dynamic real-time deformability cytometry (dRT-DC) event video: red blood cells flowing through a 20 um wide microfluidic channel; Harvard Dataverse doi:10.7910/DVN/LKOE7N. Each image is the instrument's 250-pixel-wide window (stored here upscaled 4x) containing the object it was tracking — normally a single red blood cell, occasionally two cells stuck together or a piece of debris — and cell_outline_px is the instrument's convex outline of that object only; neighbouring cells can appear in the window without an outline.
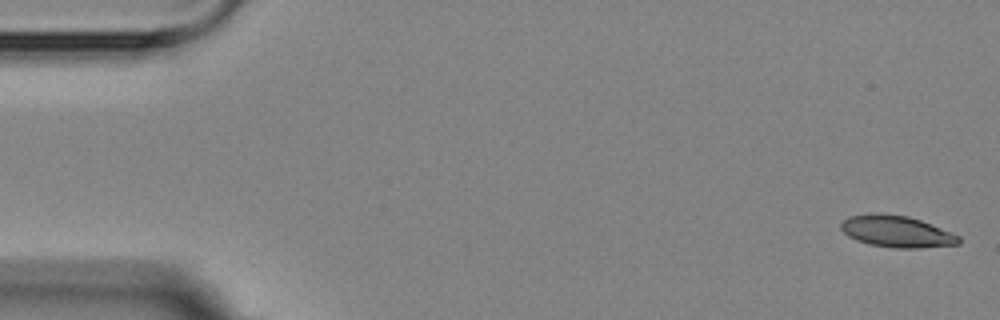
{"species": "Egyptian fruit bat (a non-hibernating species)", "species_latin": "Rousettus aegyptiacus", "temperature_condition": "room temperature", "stored_images_in_passage": 5, "camera_frame_rate_fps": 3000, "um_per_image_px": 0.085, "animal": {"sex": "female"}, "frame": {"image": 1, "passage_image": 1, "time_ms": 0.0, "image_size_px": [1000, 320], "cell_outline_px": [[960, 244], [920, 248], [896, 248], [868, 244], [856, 240], [848, 236], [840, 228], [840, 224], [848, 216], [876, 212], [908, 216], [920, 220], [960, 236]], "centroid_in_image_um": [76.18, 19.67], "position_along_channel_um": 8.8, "area_um2": 21.73}}